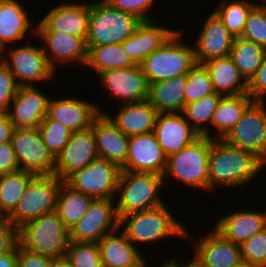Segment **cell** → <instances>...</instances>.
<instances>
[{
  "mask_svg": "<svg viewBox=\"0 0 266 267\" xmlns=\"http://www.w3.org/2000/svg\"><path fill=\"white\" fill-rule=\"evenodd\" d=\"M62 182L55 175L34 176L17 206L6 218L19 229L28 221L55 211Z\"/></svg>",
  "mask_w": 266,
  "mask_h": 267,
  "instance_id": "9c48e42d",
  "label": "cell"
},
{
  "mask_svg": "<svg viewBox=\"0 0 266 267\" xmlns=\"http://www.w3.org/2000/svg\"><path fill=\"white\" fill-rule=\"evenodd\" d=\"M64 0L55 4L47 14L38 18L35 31H58L81 37L85 41L88 36L90 0L79 2Z\"/></svg>",
  "mask_w": 266,
  "mask_h": 267,
  "instance_id": "9a60e30c",
  "label": "cell"
},
{
  "mask_svg": "<svg viewBox=\"0 0 266 267\" xmlns=\"http://www.w3.org/2000/svg\"><path fill=\"white\" fill-rule=\"evenodd\" d=\"M253 102L248 93L222 96L209 126V138L223 139Z\"/></svg>",
  "mask_w": 266,
  "mask_h": 267,
  "instance_id": "4dcf8cb0",
  "label": "cell"
},
{
  "mask_svg": "<svg viewBox=\"0 0 266 267\" xmlns=\"http://www.w3.org/2000/svg\"><path fill=\"white\" fill-rule=\"evenodd\" d=\"M171 255H172V253L170 255L168 254V257H166L168 259H164L160 265H158V264H156V265L159 267H183V258L180 259L179 255L177 258L175 256L171 257ZM169 256H170V258H169ZM180 260H182V261H180ZM157 266H155V267H157Z\"/></svg>",
  "mask_w": 266,
  "mask_h": 267,
  "instance_id": "f5cc1de1",
  "label": "cell"
},
{
  "mask_svg": "<svg viewBox=\"0 0 266 267\" xmlns=\"http://www.w3.org/2000/svg\"><path fill=\"white\" fill-rule=\"evenodd\" d=\"M221 98L215 92L185 105L182 113L200 136L209 138V126Z\"/></svg>",
  "mask_w": 266,
  "mask_h": 267,
  "instance_id": "74e56055",
  "label": "cell"
},
{
  "mask_svg": "<svg viewBox=\"0 0 266 267\" xmlns=\"http://www.w3.org/2000/svg\"><path fill=\"white\" fill-rule=\"evenodd\" d=\"M93 199L63 181L58 192L55 211L70 229L84 215Z\"/></svg>",
  "mask_w": 266,
  "mask_h": 267,
  "instance_id": "836d02e7",
  "label": "cell"
},
{
  "mask_svg": "<svg viewBox=\"0 0 266 267\" xmlns=\"http://www.w3.org/2000/svg\"><path fill=\"white\" fill-rule=\"evenodd\" d=\"M247 93L254 102H266V52L259 69L248 83Z\"/></svg>",
  "mask_w": 266,
  "mask_h": 267,
  "instance_id": "7dc6e473",
  "label": "cell"
},
{
  "mask_svg": "<svg viewBox=\"0 0 266 267\" xmlns=\"http://www.w3.org/2000/svg\"><path fill=\"white\" fill-rule=\"evenodd\" d=\"M255 0H220L213 11L234 37H240Z\"/></svg>",
  "mask_w": 266,
  "mask_h": 267,
  "instance_id": "8d00e7d4",
  "label": "cell"
},
{
  "mask_svg": "<svg viewBox=\"0 0 266 267\" xmlns=\"http://www.w3.org/2000/svg\"><path fill=\"white\" fill-rule=\"evenodd\" d=\"M246 208L247 206L245 209L240 207L234 212L219 215L211 225L225 238L240 246L266 227V209L262 211L261 208L259 211Z\"/></svg>",
  "mask_w": 266,
  "mask_h": 267,
  "instance_id": "cb8c5ba5",
  "label": "cell"
},
{
  "mask_svg": "<svg viewBox=\"0 0 266 267\" xmlns=\"http://www.w3.org/2000/svg\"><path fill=\"white\" fill-rule=\"evenodd\" d=\"M217 94L234 96L248 92V82L243 78L230 56L213 58L203 63Z\"/></svg>",
  "mask_w": 266,
  "mask_h": 267,
  "instance_id": "f546056e",
  "label": "cell"
},
{
  "mask_svg": "<svg viewBox=\"0 0 266 267\" xmlns=\"http://www.w3.org/2000/svg\"><path fill=\"white\" fill-rule=\"evenodd\" d=\"M4 48L0 45V65L4 63Z\"/></svg>",
  "mask_w": 266,
  "mask_h": 267,
  "instance_id": "680465c9",
  "label": "cell"
},
{
  "mask_svg": "<svg viewBox=\"0 0 266 267\" xmlns=\"http://www.w3.org/2000/svg\"><path fill=\"white\" fill-rule=\"evenodd\" d=\"M223 140L266 163V102H253Z\"/></svg>",
  "mask_w": 266,
  "mask_h": 267,
  "instance_id": "5bb4252c",
  "label": "cell"
},
{
  "mask_svg": "<svg viewBox=\"0 0 266 267\" xmlns=\"http://www.w3.org/2000/svg\"><path fill=\"white\" fill-rule=\"evenodd\" d=\"M189 229L186 227L185 241L193 242L191 259L199 267H232L242 261L241 247L225 238L212 225L210 230L200 233L202 235L196 240Z\"/></svg>",
  "mask_w": 266,
  "mask_h": 267,
  "instance_id": "30bf717a",
  "label": "cell"
},
{
  "mask_svg": "<svg viewBox=\"0 0 266 267\" xmlns=\"http://www.w3.org/2000/svg\"><path fill=\"white\" fill-rule=\"evenodd\" d=\"M69 94L67 97L66 95L51 96L48 102L47 116L59 121L72 133L91 128L94 119L100 113L106 112L105 106L102 109L95 101H88L87 97L72 96L70 91Z\"/></svg>",
  "mask_w": 266,
  "mask_h": 267,
  "instance_id": "ac0fdd59",
  "label": "cell"
},
{
  "mask_svg": "<svg viewBox=\"0 0 266 267\" xmlns=\"http://www.w3.org/2000/svg\"><path fill=\"white\" fill-rule=\"evenodd\" d=\"M104 1L118 10H121L125 13H129L138 17L141 21L154 20L155 16L153 14L154 10L156 9L154 8V6L158 7V5H155L156 0H104ZM151 9L153 10L152 13L150 11Z\"/></svg>",
  "mask_w": 266,
  "mask_h": 267,
  "instance_id": "ee69618b",
  "label": "cell"
},
{
  "mask_svg": "<svg viewBox=\"0 0 266 267\" xmlns=\"http://www.w3.org/2000/svg\"><path fill=\"white\" fill-rule=\"evenodd\" d=\"M187 74L149 84L148 101L158 113H180L185 107Z\"/></svg>",
  "mask_w": 266,
  "mask_h": 267,
  "instance_id": "1f68e13d",
  "label": "cell"
},
{
  "mask_svg": "<svg viewBox=\"0 0 266 267\" xmlns=\"http://www.w3.org/2000/svg\"><path fill=\"white\" fill-rule=\"evenodd\" d=\"M91 130L98 156L121 168L126 162L129 136L122 133L105 113H100L94 119Z\"/></svg>",
  "mask_w": 266,
  "mask_h": 267,
  "instance_id": "484cf974",
  "label": "cell"
},
{
  "mask_svg": "<svg viewBox=\"0 0 266 267\" xmlns=\"http://www.w3.org/2000/svg\"><path fill=\"white\" fill-rule=\"evenodd\" d=\"M37 128L44 144L56 158L68 143L72 132L59 121L50 119L48 116L43 119Z\"/></svg>",
  "mask_w": 266,
  "mask_h": 267,
  "instance_id": "60d3db41",
  "label": "cell"
},
{
  "mask_svg": "<svg viewBox=\"0 0 266 267\" xmlns=\"http://www.w3.org/2000/svg\"><path fill=\"white\" fill-rule=\"evenodd\" d=\"M154 133L166 156L180 152L200 137L180 113H158Z\"/></svg>",
  "mask_w": 266,
  "mask_h": 267,
  "instance_id": "d4e9b609",
  "label": "cell"
},
{
  "mask_svg": "<svg viewBox=\"0 0 266 267\" xmlns=\"http://www.w3.org/2000/svg\"><path fill=\"white\" fill-rule=\"evenodd\" d=\"M232 267H255V266L250 265V264H248V263H246V262H244V261L242 260L240 263H238V264H236V265H233Z\"/></svg>",
  "mask_w": 266,
  "mask_h": 267,
  "instance_id": "6f0895ef",
  "label": "cell"
},
{
  "mask_svg": "<svg viewBox=\"0 0 266 267\" xmlns=\"http://www.w3.org/2000/svg\"><path fill=\"white\" fill-rule=\"evenodd\" d=\"M167 156L154 131L129 136L128 154L121 171L149 172L163 176Z\"/></svg>",
  "mask_w": 266,
  "mask_h": 267,
  "instance_id": "44dd1931",
  "label": "cell"
},
{
  "mask_svg": "<svg viewBox=\"0 0 266 267\" xmlns=\"http://www.w3.org/2000/svg\"><path fill=\"white\" fill-rule=\"evenodd\" d=\"M148 256H146L139 264H136V265H134V266H132V267H151V266H153L152 264L153 263H151V265L150 264H148L150 261V259H149V257L147 258ZM148 260V261H147ZM149 265V266H148Z\"/></svg>",
  "mask_w": 266,
  "mask_h": 267,
  "instance_id": "9f6ffc18",
  "label": "cell"
},
{
  "mask_svg": "<svg viewBox=\"0 0 266 267\" xmlns=\"http://www.w3.org/2000/svg\"><path fill=\"white\" fill-rule=\"evenodd\" d=\"M166 202L163 205L151 210L130 213L120 217L119 229L126 237L139 249L145 251L143 247L153 248L162 245L169 239L185 241L186 224L177 219L176 212L172 213ZM176 214V217L174 216ZM165 240V241H164ZM160 244H159V243ZM153 246V247H152ZM141 247V248H140Z\"/></svg>",
  "mask_w": 266,
  "mask_h": 267,
  "instance_id": "7a4b0ae2",
  "label": "cell"
},
{
  "mask_svg": "<svg viewBox=\"0 0 266 267\" xmlns=\"http://www.w3.org/2000/svg\"><path fill=\"white\" fill-rule=\"evenodd\" d=\"M14 126L7 112H0V144L11 141Z\"/></svg>",
  "mask_w": 266,
  "mask_h": 267,
  "instance_id": "f907efd6",
  "label": "cell"
},
{
  "mask_svg": "<svg viewBox=\"0 0 266 267\" xmlns=\"http://www.w3.org/2000/svg\"><path fill=\"white\" fill-rule=\"evenodd\" d=\"M142 21L110 6L104 0H90V16L86 46L122 44Z\"/></svg>",
  "mask_w": 266,
  "mask_h": 267,
  "instance_id": "8992f818",
  "label": "cell"
},
{
  "mask_svg": "<svg viewBox=\"0 0 266 267\" xmlns=\"http://www.w3.org/2000/svg\"><path fill=\"white\" fill-rule=\"evenodd\" d=\"M0 267H17V247L11 253L0 255Z\"/></svg>",
  "mask_w": 266,
  "mask_h": 267,
  "instance_id": "816d5d0a",
  "label": "cell"
},
{
  "mask_svg": "<svg viewBox=\"0 0 266 267\" xmlns=\"http://www.w3.org/2000/svg\"><path fill=\"white\" fill-rule=\"evenodd\" d=\"M19 244V229L6 217H0V255L11 253Z\"/></svg>",
  "mask_w": 266,
  "mask_h": 267,
  "instance_id": "bcb514c9",
  "label": "cell"
},
{
  "mask_svg": "<svg viewBox=\"0 0 266 267\" xmlns=\"http://www.w3.org/2000/svg\"><path fill=\"white\" fill-rule=\"evenodd\" d=\"M255 3L259 6L266 7V0H256Z\"/></svg>",
  "mask_w": 266,
  "mask_h": 267,
  "instance_id": "91938a15",
  "label": "cell"
},
{
  "mask_svg": "<svg viewBox=\"0 0 266 267\" xmlns=\"http://www.w3.org/2000/svg\"><path fill=\"white\" fill-rule=\"evenodd\" d=\"M33 177V174L20 169L0 175V217H7L15 209Z\"/></svg>",
  "mask_w": 266,
  "mask_h": 267,
  "instance_id": "d590c367",
  "label": "cell"
},
{
  "mask_svg": "<svg viewBox=\"0 0 266 267\" xmlns=\"http://www.w3.org/2000/svg\"><path fill=\"white\" fill-rule=\"evenodd\" d=\"M115 199L95 198L79 221L69 229L70 241L96 242L119 229Z\"/></svg>",
  "mask_w": 266,
  "mask_h": 267,
  "instance_id": "4fadbf2b",
  "label": "cell"
},
{
  "mask_svg": "<svg viewBox=\"0 0 266 267\" xmlns=\"http://www.w3.org/2000/svg\"><path fill=\"white\" fill-rule=\"evenodd\" d=\"M120 173L118 165L98 156L89 165L69 176L65 182L94 199H115Z\"/></svg>",
  "mask_w": 266,
  "mask_h": 267,
  "instance_id": "7c38bea8",
  "label": "cell"
},
{
  "mask_svg": "<svg viewBox=\"0 0 266 267\" xmlns=\"http://www.w3.org/2000/svg\"><path fill=\"white\" fill-rule=\"evenodd\" d=\"M117 111L112 114L107 110L105 114L125 135H139L154 131L157 110L150 104L148 99L121 104Z\"/></svg>",
  "mask_w": 266,
  "mask_h": 267,
  "instance_id": "83f0119b",
  "label": "cell"
},
{
  "mask_svg": "<svg viewBox=\"0 0 266 267\" xmlns=\"http://www.w3.org/2000/svg\"><path fill=\"white\" fill-rule=\"evenodd\" d=\"M52 259L17 245V267H50Z\"/></svg>",
  "mask_w": 266,
  "mask_h": 267,
  "instance_id": "c3c4849f",
  "label": "cell"
},
{
  "mask_svg": "<svg viewBox=\"0 0 266 267\" xmlns=\"http://www.w3.org/2000/svg\"><path fill=\"white\" fill-rule=\"evenodd\" d=\"M210 148L211 138L200 136L180 152L168 156L163 174L164 186L168 187L167 182L175 180L189 190L208 193Z\"/></svg>",
  "mask_w": 266,
  "mask_h": 267,
  "instance_id": "5b68a950",
  "label": "cell"
},
{
  "mask_svg": "<svg viewBox=\"0 0 266 267\" xmlns=\"http://www.w3.org/2000/svg\"><path fill=\"white\" fill-rule=\"evenodd\" d=\"M262 171L266 172V163L253 152L231 146L223 139H211L208 194L218 189L249 188Z\"/></svg>",
  "mask_w": 266,
  "mask_h": 267,
  "instance_id": "6da1fadb",
  "label": "cell"
},
{
  "mask_svg": "<svg viewBox=\"0 0 266 267\" xmlns=\"http://www.w3.org/2000/svg\"><path fill=\"white\" fill-rule=\"evenodd\" d=\"M50 267H72V265L65 257H62L52 259Z\"/></svg>",
  "mask_w": 266,
  "mask_h": 267,
  "instance_id": "db71d44e",
  "label": "cell"
},
{
  "mask_svg": "<svg viewBox=\"0 0 266 267\" xmlns=\"http://www.w3.org/2000/svg\"><path fill=\"white\" fill-rule=\"evenodd\" d=\"M215 93L209 73L203 64L196 65L187 73L185 105Z\"/></svg>",
  "mask_w": 266,
  "mask_h": 267,
  "instance_id": "ab89813d",
  "label": "cell"
},
{
  "mask_svg": "<svg viewBox=\"0 0 266 267\" xmlns=\"http://www.w3.org/2000/svg\"><path fill=\"white\" fill-rule=\"evenodd\" d=\"M240 37L266 49V7L256 4L251 9Z\"/></svg>",
  "mask_w": 266,
  "mask_h": 267,
  "instance_id": "b9f144b4",
  "label": "cell"
},
{
  "mask_svg": "<svg viewBox=\"0 0 266 267\" xmlns=\"http://www.w3.org/2000/svg\"><path fill=\"white\" fill-rule=\"evenodd\" d=\"M65 258L72 267H103L99 244L70 241Z\"/></svg>",
  "mask_w": 266,
  "mask_h": 267,
  "instance_id": "f35d334b",
  "label": "cell"
},
{
  "mask_svg": "<svg viewBox=\"0 0 266 267\" xmlns=\"http://www.w3.org/2000/svg\"><path fill=\"white\" fill-rule=\"evenodd\" d=\"M34 38L39 40L50 65L56 72L63 64L80 67L79 69L85 67L88 49L83 38L58 31H35Z\"/></svg>",
  "mask_w": 266,
  "mask_h": 267,
  "instance_id": "e0dca14e",
  "label": "cell"
},
{
  "mask_svg": "<svg viewBox=\"0 0 266 267\" xmlns=\"http://www.w3.org/2000/svg\"><path fill=\"white\" fill-rule=\"evenodd\" d=\"M156 21H142L135 32L122 43L124 50L136 65H140L177 30Z\"/></svg>",
  "mask_w": 266,
  "mask_h": 267,
  "instance_id": "4316f807",
  "label": "cell"
},
{
  "mask_svg": "<svg viewBox=\"0 0 266 267\" xmlns=\"http://www.w3.org/2000/svg\"><path fill=\"white\" fill-rule=\"evenodd\" d=\"M96 78L105 97L120 105L148 99L149 83L140 65L103 71Z\"/></svg>",
  "mask_w": 266,
  "mask_h": 267,
  "instance_id": "2e32d148",
  "label": "cell"
},
{
  "mask_svg": "<svg viewBox=\"0 0 266 267\" xmlns=\"http://www.w3.org/2000/svg\"><path fill=\"white\" fill-rule=\"evenodd\" d=\"M34 41L38 44L35 45ZM34 41L4 48V64L14 75L18 86H40V83L46 86L59 73L50 65L39 41Z\"/></svg>",
  "mask_w": 266,
  "mask_h": 267,
  "instance_id": "ba28073f",
  "label": "cell"
},
{
  "mask_svg": "<svg viewBox=\"0 0 266 267\" xmlns=\"http://www.w3.org/2000/svg\"><path fill=\"white\" fill-rule=\"evenodd\" d=\"M19 170L11 142L0 144V175Z\"/></svg>",
  "mask_w": 266,
  "mask_h": 267,
  "instance_id": "681fc988",
  "label": "cell"
},
{
  "mask_svg": "<svg viewBox=\"0 0 266 267\" xmlns=\"http://www.w3.org/2000/svg\"><path fill=\"white\" fill-rule=\"evenodd\" d=\"M165 189L164 179L161 175L149 172L121 171L115 197L118 217L163 205L167 201L165 198L167 195L162 197Z\"/></svg>",
  "mask_w": 266,
  "mask_h": 267,
  "instance_id": "3957f363",
  "label": "cell"
},
{
  "mask_svg": "<svg viewBox=\"0 0 266 267\" xmlns=\"http://www.w3.org/2000/svg\"><path fill=\"white\" fill-rule=\"evenodd\" d=\"M69 229L56 211L32 219L19 228V243L26 249L51 258L65 257Z\"/></svg>",
  "mask_w": 266,
  "mask_h": 267,
  "instance_id": "52a82bcc",
  "label": "cell"
},
{
  "mask_svg": "<svg viewBox=\"0 0 266 267\" xmlns=\"http://www.w3.org/2000/svg\"><path fill=\"white\" fill-rule=\"evenodd\" d=\"M241 258L255 267H266V227L240 245Z\"/></svg>",
  "mask_w": 266,
  "mask_h": 267,
  "instance_id": "7bdbcfd3",
  "label": "cell"
},
{
  "mask_svg": "<svg viewBox=\"0 0 266 267\" xmlns=\"http://www.w3.org/2000/svg\"><path fill=\"white\" fill-rule=\"evenodd\" d=\"M40 88V89H39ZM43 89V90H42ZM43 87L19 86L7 111L14 128H37L47 116L50 94Z\"/></svg>",
  "mask_w": 266,
  "mask_h": 267,
  "instance_id": "ffe728a7",
  "label": "cell"
},
{
  "mask_svg": "<svg viewBox=\"0 0 266 267\" xmlns=\"http://www.w3.org/2000/svg\"><path fill=\"white\" fill-rule=\"evenodd\" d=\"M183 34L184 31L178 27L140 64L149 84L186 75L196 65L193 44Z\"/></svg>",
  "mask_w": 266,
  "mask_h": 267,
  "instance_id": "277c9868",
  "label": "cell"
},
{
  "mask_svg": "<svg viewBox=\"0 0 266 267\" xmlns=\"http://www.w3.org/2000/svg\"><path fill=\"white\" fill-rule=\"evenodd\" d=\"M87 49V62L83 69L85 73V69H89V72L92 70L91 74H95L96 77L103 71L129 68L136 65L122 44L87 46Z\"/></svg>",
  "mask_w": 266,
  "mask_h": 267,
  "instance_id": "d6a6232c",
  "label": "cell"
},
{
  "mask_svg": "<svg viewBox=\"0 0 266 267\" xmlns=\"http://www.w3.org/2000/svg\"><path fill=\"white\" fill-rule=\"evenodd\" d=\"M14 75L3 63L0 65V112H7L18 90Z\"/></svg>",
  "mask_w": 266,
  "mask_h": 267,
  "instance_id": "f6af8a7d",
  "label": "cell"
},
{
  "mask_svg": "<svg viewBox=\"0 0 266 267\" xmlns=\"http://www.w3.org/2000/svg\"><path fill=\"white\" fill-rule=\"evenodd\" d=\"M24 1L0 0V45L3 48L24 44V41L35 37L36 20L29 18L31 15L24 7Z\"/></svg>",
  "mask_w": 266,
  "mask_h": 267,
  "instance_id": "603a6c76",
  "label": "cell"
},
{
  "mask_svg": "<svg viewBox=\"0 0 266 267\" xmlns=\"http://www.w3.org/2000/svg\"><path fill=\"white\" fill-rule=\"evenodd\" d=\"M10 142L20 170L34 176L54 175L55 157L44 144L38 128H14Z\"/></svg>",
  "mask_w": 266,
  "mask_h": 267,
  "instance_id": "8fae6325",
  "label": "cell"
},
{
  "mask_svg": "<svg viewBox=\"0 0 266 267\" xmlns=\"http://www.w3.org/2000/svg\"><path fill=\"white\" fill-rule=\"evenodd\" d=\"M98 244L103 267H132L146 257V251L136 247L120 229L105 235Z\"/></svg>",
  "mask_w": 266,
  "mask_h": 267,
  "instance_id": "f1b7e54d",
  "label": "cell"
},
{
  "mask_svg": "<svg viewBox=\"0 0 266 267\" xmlns=\"http://www.w3.org/2000/svg\"><path fill=\"white\" fill-rule=\"evenodd\" d=\"M98 157L91 128L71 133L68 143L55 158L54 175L65 181Z\"/></svg>",
  "mask_w": 266,
  "mask_h": 267,
  "instance_id": "7402d4cb",
  "label": "cell"
},
{
  "mask_svg": "<svg viewBox=\"0 0 266 267\" xmlns=\"http://www.w3.org/2000/svg\"><path fill=\"white\" fill-rule=\"evenodd\" d=\"M205 20L199 27V31L190 39L194 47L195 59L198 64L230 54L234 37L225 27L221 19L212 10L211 14H206Z\"/></svg>",
  "mask_w": 266,
  "mask_h": 267,
  "instance_id": "d6986e66",
  "label": "cell"
},
{
  "mask_svg": "<svg viewBox=\"0 0 266 267\" xmlns=\"http://www.w3.org/2000/svg\"><path fill=\"white\" fill-rule=\"evenodd\" d=\"M266 49L262 46L236 37L230 50V58L237 66L243 78L249 83L259 69Z\"/></svg>",
  "mask_w": 266,
  "mask_h": 267,
  "instance_id": "e575fe53",
  "label": "cell"
},
{
  "mask_svg": "<svg viewBox=\"0 0 266 267\" xmlns=\"http://www.w3.org/2000/svg\"><path fill=\"white\" fill-rule=\"evenodd\" d=\"M186 258V259H184ZM183 267H199L192 259L183 256Z\"/></svg>",
  "mask_w": 266,
  "mask_h": 267,
  "instance_id": "11a10c76",
  "label": "cell"
}]
</instances>
